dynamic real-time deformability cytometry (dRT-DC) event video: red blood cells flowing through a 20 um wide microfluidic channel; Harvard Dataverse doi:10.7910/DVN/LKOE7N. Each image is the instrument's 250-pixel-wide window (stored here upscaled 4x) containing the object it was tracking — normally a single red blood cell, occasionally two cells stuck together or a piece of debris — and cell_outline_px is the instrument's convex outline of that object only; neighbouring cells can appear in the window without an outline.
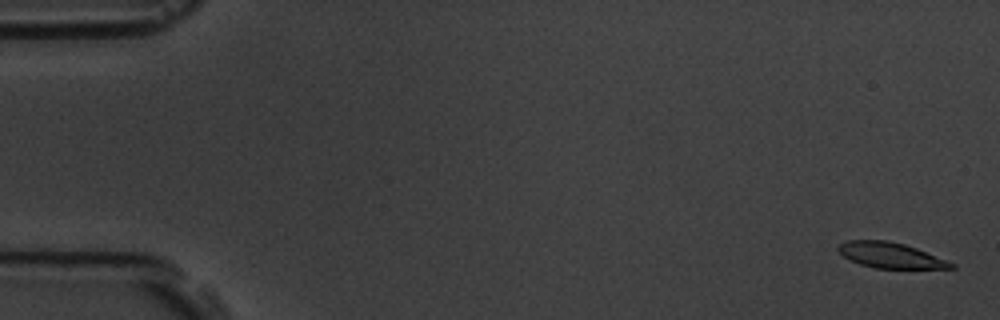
{"species": "common noctule bat (a hibernating species)", "species_latin": "Nyctalus noctula", "temperature_condition": "room temperature", "stored_images_in_passage": 58, "camera_frame_rate_fps": 3000, "um_per_image_px": 0.085, "animal": {"sex": "male", "body_mass_g": 19.5, "forearm_length_mm": 54.6}, "frame": {"image": 1, "passage_image": 2, "time_ms": 0.333, "image_size_px": [1000, 320], "cell_outline_px": [[956, 268], [876, 268], [860, 264], [844, 256], [836, 248], [840, 244], [848, 240], [888, 240], [904, 244], [916, 248], [956, 264]], "centroid_in_image_um": [75.69, 21.69], "position_along_channel_um": 9.3, "area_um2": 16.53}}
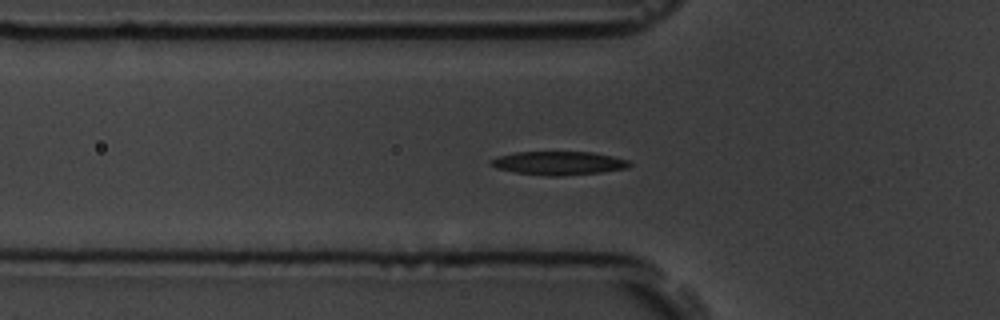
{"frame": {"image": 2, "passage_image": 20, "time_ms": 6.333, "image_size_px": [1000, 320], "cell_outline_px": [[632, 164], [628, 168], [600, 172], [560, 176], [548, 176], [516, 172], [496, 168], [488, 160], [500, 156], [516, 152], [592, 152], [612, 156], [628, 160]], "centroid_in_image_um": [47.51, 13.86], "position_along_channel_um": 78.3, "area_um2": 18.84}}
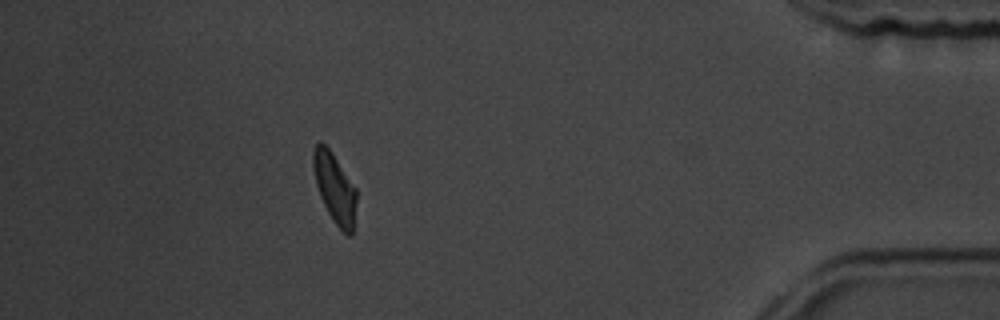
{"frame": {"image": 3, "passage_image": 52, "time_ms": 17.0, "image_size_px": [1000, 320], "cell_outline_px": [[356, 200], [352, 236], [348, 236], [332, 220], [320, 196], [316, 184], [312, 164], [312, 152], [316, 144], [320, 140], [332, 152], [356, 188]], "centroid_in_image_um": [28.44, 15.96], "position_along_channel_um": 406.8, "area_um2": 17.51}, "authors_computed_cell_mechanics": {"area_um2": 18.3226, "velocity_mm_per_s": 3.5559, "shape_relaxation_time_tau1_ms": 3.7822, "shape_relaxation_time_tau2_ms": 6.7399, "deformation_change_tau1": 0.1542, "deformation_change_tau2": 0.1317}}